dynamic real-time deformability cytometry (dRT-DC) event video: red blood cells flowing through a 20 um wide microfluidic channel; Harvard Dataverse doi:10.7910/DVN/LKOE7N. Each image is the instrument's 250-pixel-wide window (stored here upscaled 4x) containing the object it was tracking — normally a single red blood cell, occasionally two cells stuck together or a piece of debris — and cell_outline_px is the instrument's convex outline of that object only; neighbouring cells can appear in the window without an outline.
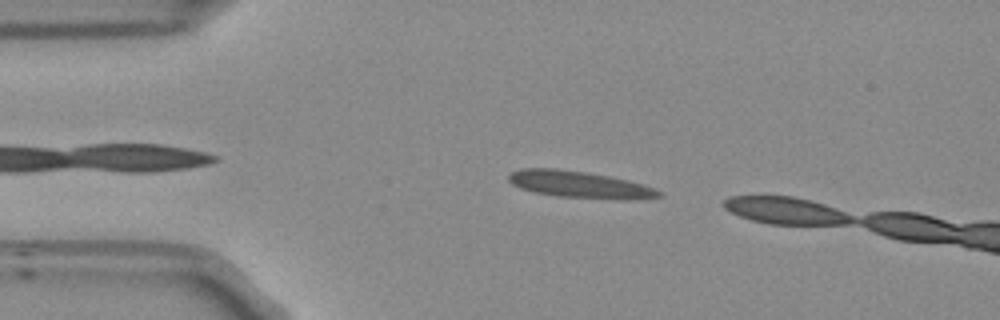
{"species": "Egyptian fruit bat (a non-hibernating species)", "species_latin": "Rousettus aegyptiacus", "temperature_condition": "room temperature", "stored_images_in_passage": 6, "camera_frame_rate_fps": 3000, "um_per_image_px": 0.085, "frame": {"image": 1, "passage_image": 3, "time_ms": 0.667, "image_size_px": [1000, 320], "cell_outline_px": [[664, 196], [628, 200], [624, 200], [560, 196], [536, 192], [520, 188], [512, 184], [508, 180], [508, 176], [512, 172], [520, 168], [556, 168], [584, 172], [608, 176], [628, 180], [644, 184], [664, 192]], "centroid_in_image_um": [49.31, 15.69], "position_along_channel_um": 35.7, "area_um2": 23.41}}